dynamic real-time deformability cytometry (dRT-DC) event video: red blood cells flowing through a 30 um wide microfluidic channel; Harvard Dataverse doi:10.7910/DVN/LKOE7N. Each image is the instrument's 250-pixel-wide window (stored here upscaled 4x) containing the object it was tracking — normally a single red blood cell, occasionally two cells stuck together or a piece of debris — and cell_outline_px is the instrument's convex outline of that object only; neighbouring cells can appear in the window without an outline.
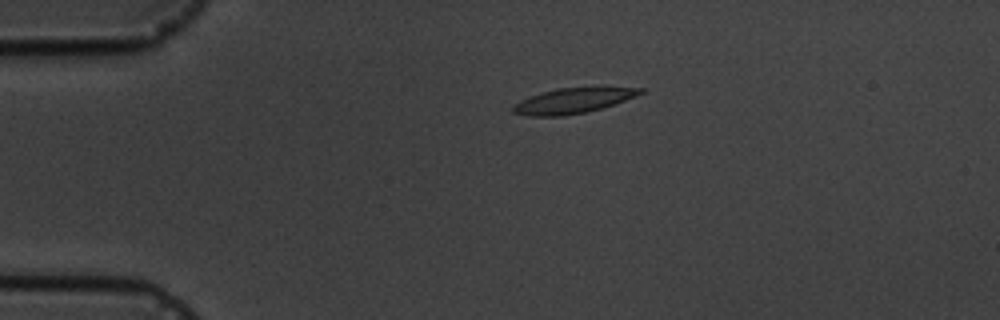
{"species": "common noctule bat (a hibernating species)", "species_latin": "Nyctalus noctula", "temperature_condition": "cold", "stored_images_in_passage": 3, "camera_frame_rate_fps": 3000, "um_per_image_px": 0.085, "animal": {"sex": "male", "body_mass_g": 19.5, "forearm_length_mm": 54.6}, "frame": {"image": 1, "passage_image": 3, "time_ms": 3.0, "image_size_px": [1000, 320], "cell_outline_px": [[644, 92], [636, 96], [600, 108], [584, 112], [560, 116], [528, 116], [512, 112], [512, 104], [528, 96], [540, 92], [556, 88], [600, 84], [604, 84], [644, 88]], "centroid_in_image_um": [48.75, 8.48], "position_along_channel_um": 36.2, "area_um2": 19.71}}